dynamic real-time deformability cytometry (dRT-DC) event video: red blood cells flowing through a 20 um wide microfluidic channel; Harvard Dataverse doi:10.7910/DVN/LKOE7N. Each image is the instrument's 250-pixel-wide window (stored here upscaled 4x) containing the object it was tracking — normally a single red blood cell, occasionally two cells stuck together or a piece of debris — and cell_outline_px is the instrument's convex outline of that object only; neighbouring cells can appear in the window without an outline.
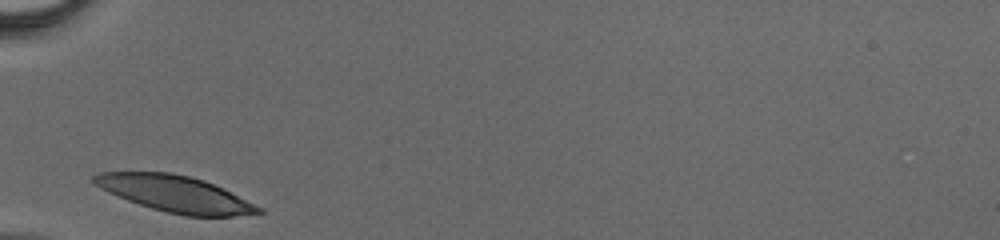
{"species": "human", "species_latin": "Homo sapiens", "temperature_condition": "cold", "stored_images_in_passage": 23, "camera_frame_rate_fps": 3000, "um_per_image_px": 0.085, "donor": {"sex": "male"}, "frame": {"image": 1, "passage_image": 1, "time_ms": 0.0, "image_size_px": [1000, 240], "cell_outline_px": [[264, 212], [232, 216], [184, 216], [152, 208], [128, 200], [108, 192], [100, 188], [92, 180], [92, 176], [100, 172], [172, 172], [204, 180], [264, 208]], "centroid_in_image_um": [14.88, 16.47], "position_along_channel_um": 70.1, "area_um2": 34.39}}
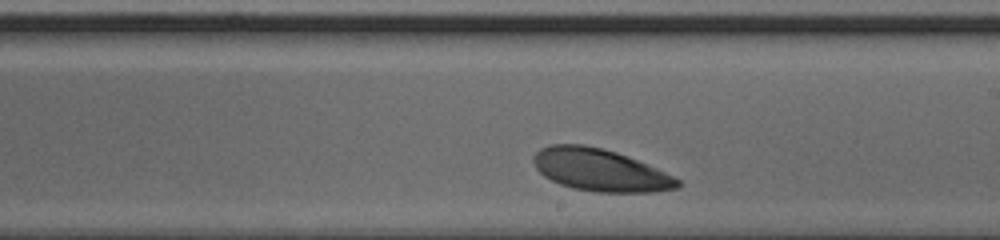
{"frame": {"image": 2, "passage_image": 13, "time_ms": 4.0, "image_size_px": [1000, 240], "cell_outline_px": [[684, 184], [680, 188], [652, 192], [596, 192], [572, 188], [560, 184], [544, 176], [536, 168], [532, 160], [532, 156], [540, 148], [548, 144], [584, 144], [604, 148], [628, 156], [656, 168], [680, 180]], "centroid_in_image_um": [51.0, 14.45], "position_along_channel_um": 238.0, "area_um2": 35.72}}
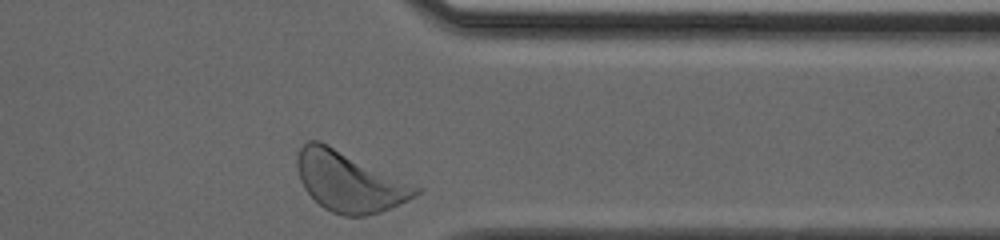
{"frame": {"image": 3, "passage_image": 23, "time_ms": 7.333, "image_size_px": [1000, 240], "cell_outline_px": [[420, 192], [408, 200], [380, 212], [364, 216], [344, 216], [332, 212], [324, 208], [304, 188], [300, 180], [296, 168], [296, 156], [300, 148], [308, 140], [320, 140], [420, 188]], "centroid_in_image_um": [29.63, 15.43], "position_along_channel_um": 381.8, "area_um2": 40.92}}